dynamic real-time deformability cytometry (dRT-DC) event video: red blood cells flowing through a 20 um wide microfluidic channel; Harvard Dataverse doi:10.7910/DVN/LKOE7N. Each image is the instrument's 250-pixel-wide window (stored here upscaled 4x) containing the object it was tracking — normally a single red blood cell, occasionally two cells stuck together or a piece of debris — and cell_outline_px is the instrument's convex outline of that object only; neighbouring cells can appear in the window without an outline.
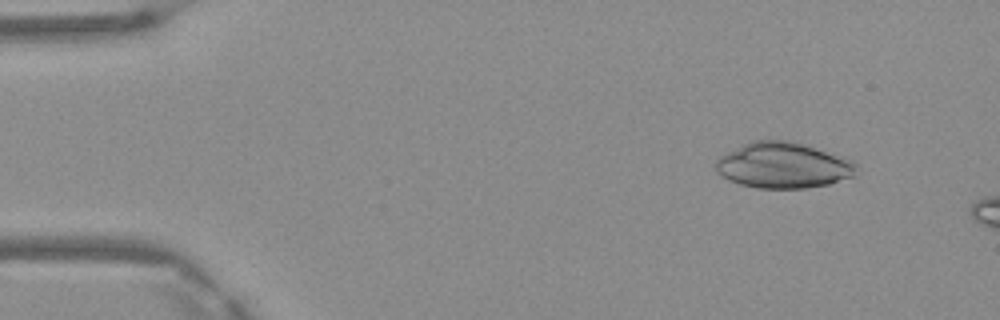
{"species": "Egyptian fruit bat (a non-hibernating species)", "species_latin": "Rousettus aegyptiacus", "temperature_condition": "warm", "stored_images_in_passage": 2, "camera_frame_rate_fps": 3000, "um_per_image_px": 0.085, "frame": {"image": 1, "passage_image": 1, "time_ms": 0.0, "image_size_px": [1000, 320], "cell_outline_px": [[856, 176], [828, 184], [808, 188], [756, 188], [740, 184], [728, 180], [720, 176], [716, 172], [716, 160], [720, 156], [744, 144], [756, 140], [788, 140], [844, 156], [852, 160], [856, 164]], "centroid_in_image_um": [66.58, 14.07], "position_along_channel_um": 18.4, "area_um2": 37.57}}